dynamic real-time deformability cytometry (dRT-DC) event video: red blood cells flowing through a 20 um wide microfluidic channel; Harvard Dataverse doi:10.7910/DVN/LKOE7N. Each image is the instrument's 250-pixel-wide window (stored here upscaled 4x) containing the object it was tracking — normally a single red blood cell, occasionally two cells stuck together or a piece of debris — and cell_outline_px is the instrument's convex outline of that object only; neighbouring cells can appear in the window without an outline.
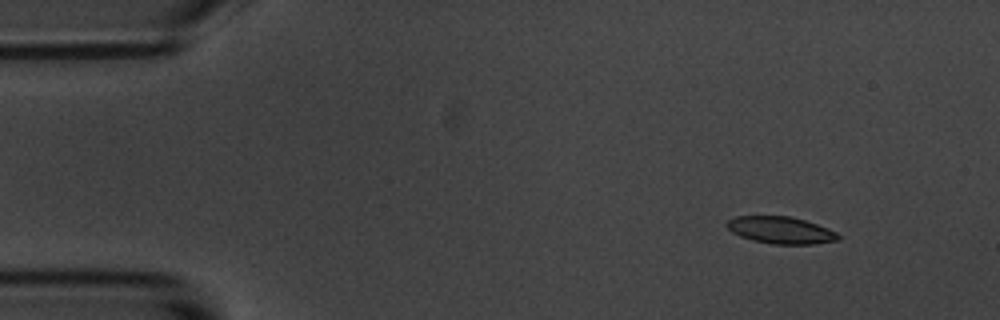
{"species": "common noctule bat (a hibernating species)", "species_latin": "Nyctalus noctula", "temperature_condition": "room temperature", "stored_images_in_passage": 3, "camera_frame_rate_fps": 3000, "um_per_image_px": 0.085, "animal": {"sex": "male", "body_mass_g": 20.1, "forearm_length_mm": 53.5}, "frame": {"image": 1, "passage_image": 1, "time_ms": 0.0, "image_size_px": [1000, 320], "cell_outline_px": [[840, 240], [816, 244], [772, 244], [752, 240], [740, 236], [732, 232], [724, 224], [728, 220], [736, 216], [788, 216], [804, 220], [828, 228], [836, 232], [840, 236]], "centroid_in_image_um": [66.36, 19.57], "position_along_channel_um": 18.6, "area_um2": 17.57}}